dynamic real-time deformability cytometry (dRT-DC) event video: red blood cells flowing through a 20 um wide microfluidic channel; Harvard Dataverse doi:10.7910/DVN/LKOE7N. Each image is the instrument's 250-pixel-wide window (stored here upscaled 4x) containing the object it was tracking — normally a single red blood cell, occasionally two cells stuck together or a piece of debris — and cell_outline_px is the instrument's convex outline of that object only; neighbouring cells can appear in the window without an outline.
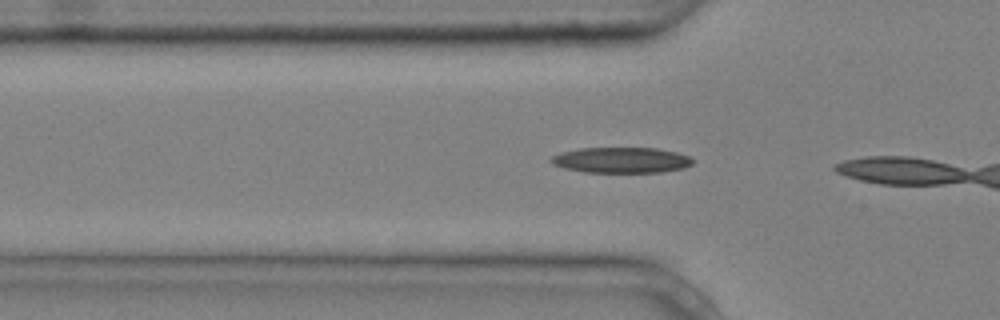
{"species": "common noctule bat (a hibernating species)", "species_latin": "Nyctalus noctula", "temperature_condition": "cold", "stored_images_in_passage": 4, "segment_of_instrument_passage": [2, 2], "camera_frame_rate_fps": 3000, "um_per_image_px": 0.085, "animal": {"sex": "male", "body_mass_g": 20.4}, "frame": {"image": 1, "passage_image": 4, "time_ms": 1.0, "image_size_px": [1000, 320], "cell_outline_px": [[692, 164], [684, 168], [660, 172], [584, 172], [564, 168], [552, 164], [548, 160], [552, 156], [560, 152], [580, 148], [656, 148], [676, 152], [688, 156], [692, 160]], "centroid_in_image_um": [52.76, 13.61], "position_along_channel_um": 73.0, "area_um2": 21.15}}